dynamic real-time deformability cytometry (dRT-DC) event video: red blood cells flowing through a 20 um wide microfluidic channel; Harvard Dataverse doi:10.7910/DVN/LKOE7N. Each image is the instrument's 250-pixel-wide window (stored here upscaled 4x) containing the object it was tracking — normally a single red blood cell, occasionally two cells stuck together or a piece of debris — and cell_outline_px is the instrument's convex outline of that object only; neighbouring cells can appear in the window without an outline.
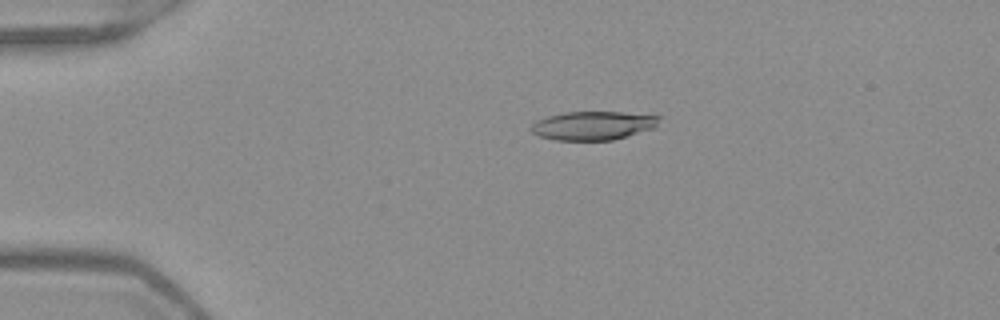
{"species": "Egyptian fruit bat (a non-hibernating species)", "species_latin": "Rousettus aegyptiacus", "temperature_condition": "warm", "stored_images_in_passage": 51, "camera_frame_rate_fps": 3000, "um_per_image_px": 0.085, "frame": {"image": 1, "passage_image": 11, "time_ms": 3.333, "image_size_px": [1000, 320], "cell_outline_px": [[660, 116], [656, 128], [628, 136], [612, 140], [556, 140], [540, 136], [532, 132], [532, 124], [536, 120], [548, 116], [564, 112], [624, 112]], "centroid_in_image_um": [50.44, 10.67], "position_along_channel_um": 34.6, "area_um2": 21.39}}
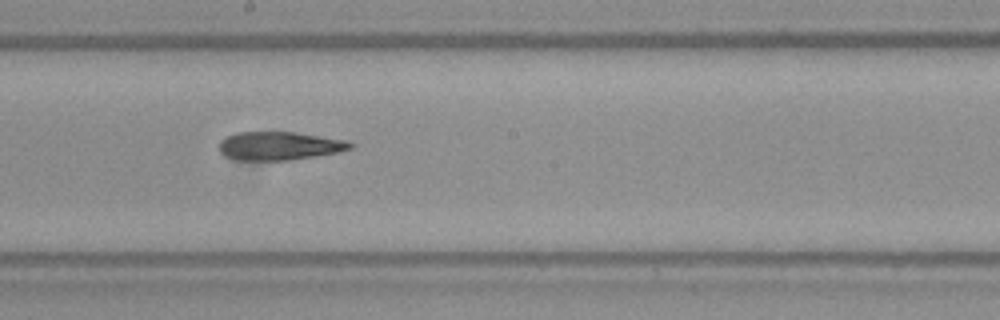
{"frame": {"image": 2, "passage_image": 29, "time_ms": 9.333, "image_size_px": [1000, 320], "cell_outline_px": [[356, 144], [352, 148], [340, 152], [316, 156], [288, 160], [236, 160], [224, 156], [220, 152], [220, 140], [224, 136], [236, 132], [296, 132], [348, 140]], "centroid_in_image_um": [23.76, 12.39], "position_along_channel_um": 224.4, "area_um2": 22.02}}
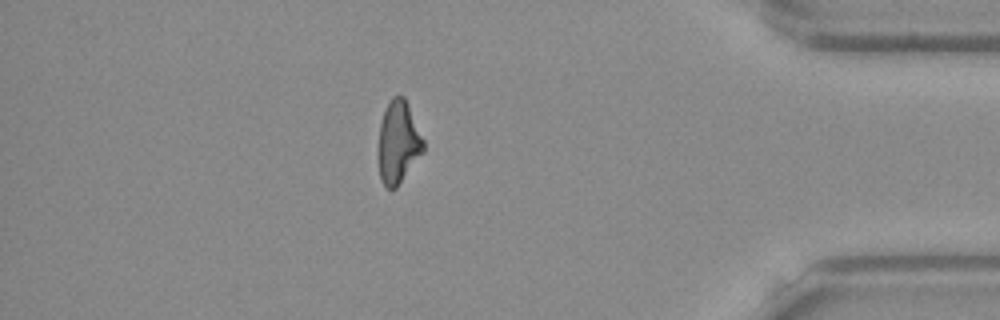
{"frame": {"image": 3, "passage_image": 45, "time_ms": 14.667, "image_size_px": [1000, 320], "cell_outline_px": [[424, 152], [396, 188], [388, 188], [380, 180], [376, 156], [376, 152], [380, 124], [384, 112], [392, 96], [400, 92], [404, 96], [408, 104], [424, 140]], "centroid_in_image_um": [33.82, 12.09], "position_along_channel_um": 401.4, "area_um2": 22.2}, "authors_computed_cell_mechanics": {"area_um2": 22.5998, "velocity_mm_per_s": 3.9811, "shape_relaxation_time_tau1_ms": null, "shape_relaxation_time_tau2_ms": 5.5838, "deformation_change_tau1": null, "deformation_change_tau2": 0.1826}}